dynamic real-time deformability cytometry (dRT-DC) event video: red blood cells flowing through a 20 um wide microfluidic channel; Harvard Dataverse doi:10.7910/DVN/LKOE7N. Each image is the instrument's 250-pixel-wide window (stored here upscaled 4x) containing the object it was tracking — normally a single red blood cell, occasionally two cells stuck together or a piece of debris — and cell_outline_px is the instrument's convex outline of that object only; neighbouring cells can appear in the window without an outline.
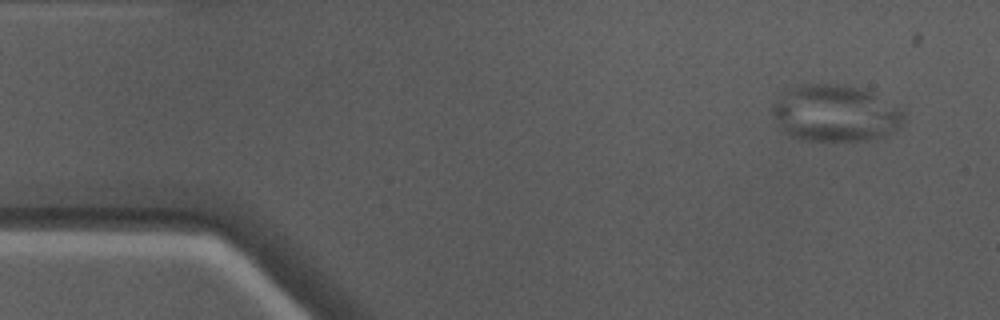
{"species": "Egyptian fruit bat (a non-hibernating species)", "species_latin": "Rousettus aegyptiacus", "temperature_condition": "warm", "stored_images_in_passage": 47, "camera_frame_rate_fps": 3000, "um_per_image_px": 0.085, "animal": {"sex": "male"}, "frame": {"image": 1, "passage_image": 1, "time_ms": 0.0, "image_size_px": [1000, 320], "cell_outline_px": [[904, 124], [892, 132], [880, 136], [864, 140], [804, 140], [792, 136], [784, 132], [780, 128], [776, 120], [772, 108], [772, 104], [788, 88], [804, 84], [840, 84], [860, 88], [872, 92], [900, 108], [904, 112]], "centroid_in_image_um": [71.0, 9.61], "position_along_channel_um": 14.0, "area_um2": 43.18}}
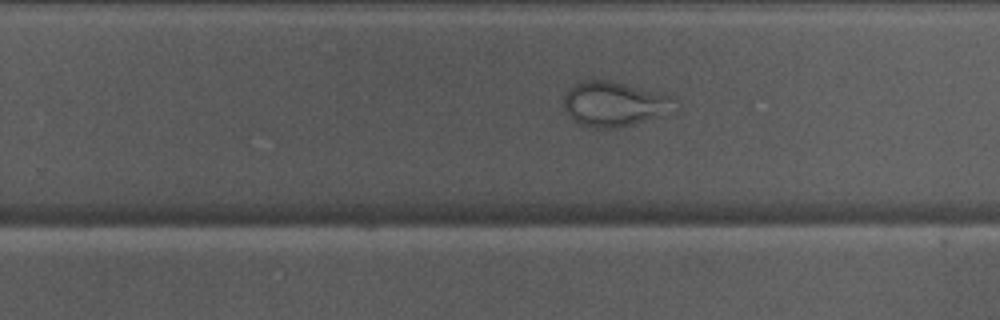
{"frame": {"image": 2, "passage_image": 28, "time_ms": 9.0, "image_size_px": [1000, 320], "cell_outline_px": [[680, 108], [632, 124], [616, 128], [600, 128], [580, 124], [564, 108], [564, 96], [568, 84], [584, 80], [612, 80], [672, 96], [676, 100]], "centroid_in_image_um": [52.21, 8.79], "position_along_channel_um": 277.6, "area_um2": 28.96}}
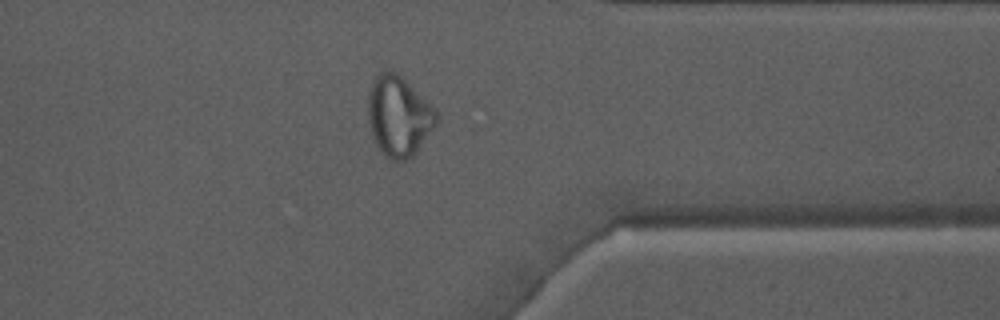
{"frame": {"image": 3, "passage_image": 36, "time_ms": 11.667, "image_size_px": [1000, 320], "cell_outline_px": [[440, 120], [416, 152], [412, 156], [404, 160], [392, 160], [376, 144], [372, 136], [368, 120], [368, 96], [372, 80], [384, 68], [388, 68], [396, 72], [436, 108], [440, 116]], "centroid_in_image_um": [33.91, 9.83], "position_along_channel_um": 377.5, "area_um2": 32.14}}